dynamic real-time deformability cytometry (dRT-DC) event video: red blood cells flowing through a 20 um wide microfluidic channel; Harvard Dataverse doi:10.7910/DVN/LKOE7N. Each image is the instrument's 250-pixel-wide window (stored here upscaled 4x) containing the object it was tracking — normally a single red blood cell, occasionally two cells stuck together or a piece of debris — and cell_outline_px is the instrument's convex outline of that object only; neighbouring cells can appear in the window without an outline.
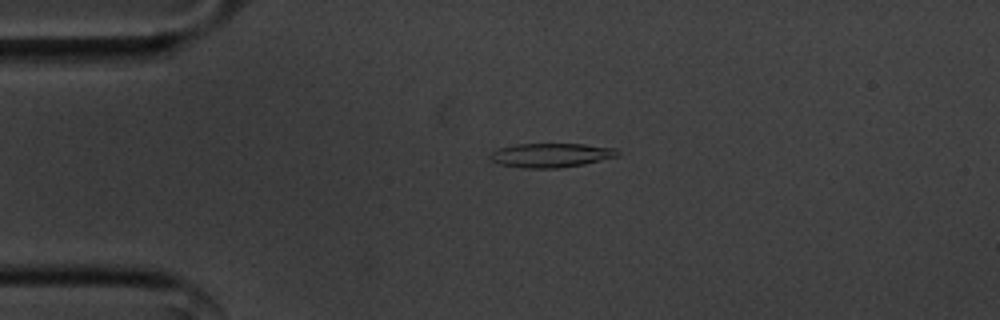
{"species": "common noctule bat (a hibernating species)", "species_latin": "Nyctalus noctula", "temperature_condition": "cold", "stored_images_in_passage": 55, "camera_frame_rate_fps": 3000, "um_per_image_px": 0.085, "animal": {"sex": "male", "body_mass_g": 20.1, "forearm_length_mm": 53.5}, "frame": {"image": 1, "passage_image": 12, "time_ms": 3.667, "image_size_px": [1000, 320], "cell_outline_px": [[620, 156], [584, 164], [560, 168], [524, 168], [500, 164], [492, 160], [488, 156], [492, 152], [500, 148], [516, 144], [584, 144], [616, 148], [620, 152]], "centroid_in_image_um": [46.88, 13.19], "position_along_channel_um": 38.1, "area_um2": 17.98}}
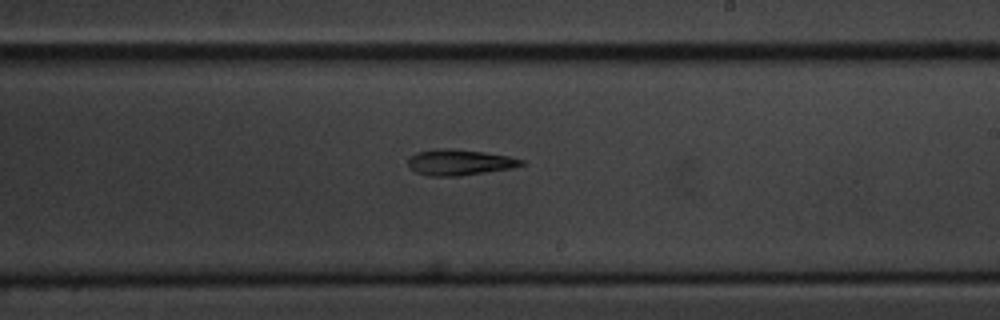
{"frame": {"image": 2, "passage_image": 32, "time_ms": 10.333, "image_size_px": [1000, 320], "cell_outline_px": [[528, 164], [512, 168], [460, 176], [428, 176], [416, 172], [408, 168], [408, 156], [416, 152], [436, 148], [456, 148], [484, 152], [508, 156], [524, 160]], "centroid_in_image_um": [39.03, 13.79], "position_along_channel_um": 250.0, "area_um2": 17.46}}
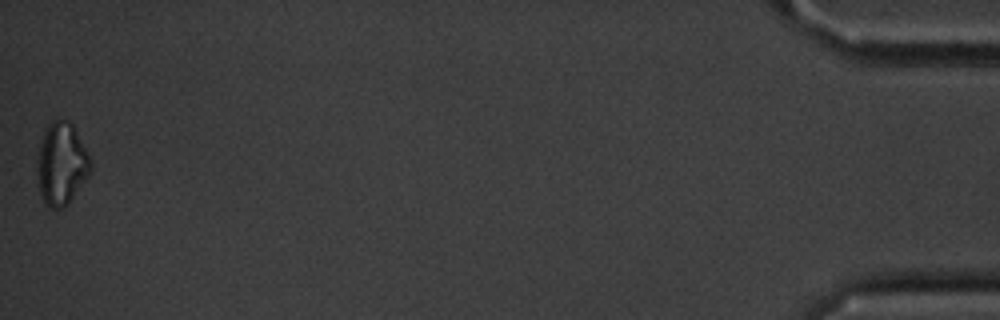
{"frame": {"image": 3, "passage_image": 55, "time_ms": 18.0, "image_size_px": [1000, 320], "cell_outline_px": [[92, 172], [68, 204], [60, 208], [52, 208], [44, 200], [36, 184], [36, 160], [40, 140], [48, 124], [52, 120], [64, 120], [72, 124], [92, 160]], "centroid_in_image_um": [5.22, 13.93], "position_along_channel_um": 430.0, "area_um2": 25.95}, "authors_computed_cell_mechanics": {"area_um2": 17.6868, "velocity_mm_per_s": 3.5956, "shape_relaxation_time_tau1_ms": 3.9444, "shape_relaxation_time_tau2_ms": null, "deformation_change_tau1": 0.1367, "deformation_change_tau2": null}}